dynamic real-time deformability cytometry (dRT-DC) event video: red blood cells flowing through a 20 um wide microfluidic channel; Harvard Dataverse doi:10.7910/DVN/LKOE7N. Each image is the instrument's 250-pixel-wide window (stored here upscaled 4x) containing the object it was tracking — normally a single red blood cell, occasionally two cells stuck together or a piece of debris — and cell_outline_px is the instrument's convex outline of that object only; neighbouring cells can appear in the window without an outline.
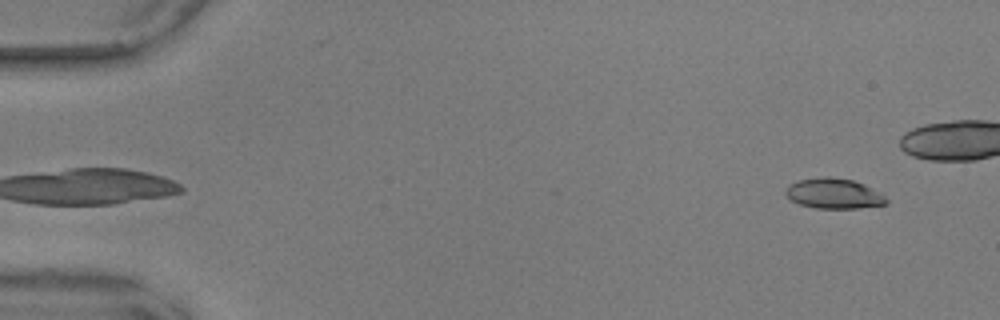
{"species": "common noctule bat (a hibernating species)", "species_latin": "Nyctalus noctula", "temperature_condition": "warm", "stored_images_in_passage": 44, "camera_frame_rate_fps": 3000, "um_per_image_px": 0.085, "animal": {"sex": "male", "body_mass_g": 17.9, "forearm_length_mm": 54.2}, "frame": {"image": 1, "passage_image": 2, "time_ms": 0.333, "image_size_px": [1000, 320], "cell_outline_px": [[888, 204], [860, 208], [816, 208], [800, 204], [792, 200], [784, 192], [788, 184], [800, 180], [824, 176], [832, 176], [852, 180], [864, 184], [884, 196], [888, 200]], "centroid_in_image_um": [70.87, 16.45], "position_along_channel_um": 14.1, "area_um2": 17.69}}
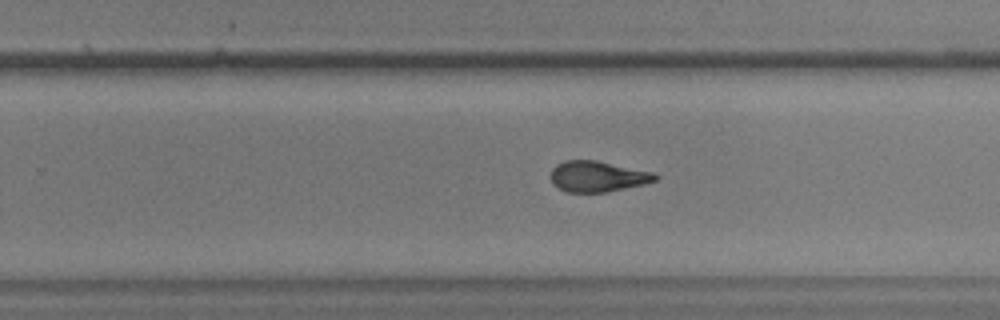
{"frame": {"image": 2, "passage_image": 34, "time_ms": 11.0, "image_size_px": [1000, 320], "cell_outline_px": [[660, 176], [656, 180], [644, 184], [608, 192], [568, 192], [552, 184], [552, 168], [556, 164], [564, 160], [596, 160], [656, 172]], "centroid_in_image_um": [50.84, 14.99], "position_along_channel_um": 279.0, "area_um2": 18.9}}
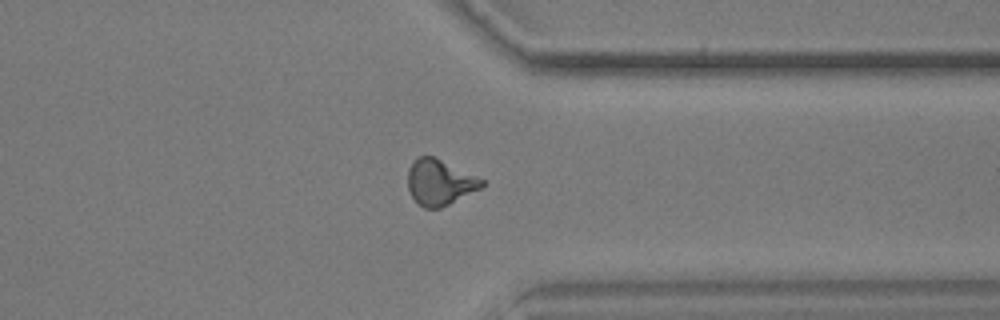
{"frame": {"image": 3, "passage_image": 42, "time_ms": 13.667, "image_size_px": [1000, 320], "cell_outline_px": [[484, 184], [480, 188], [440, 208], [424, 208], [412, 196], [408, 188], [408, 168], [416, 156], [432, 156], [484, 180]], "centroid_in_image_um": [37.33, 15.49], "position_along_channel_um": 374.1, "area_um2": 19.19}}